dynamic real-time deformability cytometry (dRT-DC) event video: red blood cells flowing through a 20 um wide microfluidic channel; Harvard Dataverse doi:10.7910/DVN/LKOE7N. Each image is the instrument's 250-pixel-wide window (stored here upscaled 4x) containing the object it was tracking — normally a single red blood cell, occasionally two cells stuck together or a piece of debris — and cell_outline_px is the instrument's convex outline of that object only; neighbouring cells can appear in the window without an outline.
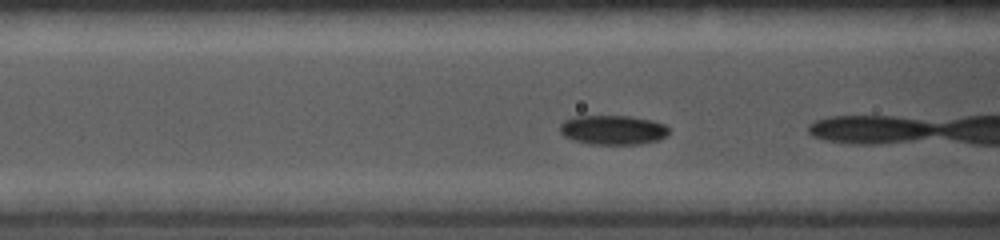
{"species": "common noctule bat (a hibernating species)", "species_latin": "Nyctalus noctula", "temperature_condition": "cold", "stored_images_in_passage": 23, "camera_frame_rate_fps": 5000, "um_per_image_px": 0.085, "animal": {"sex": "female", "body_mass_g": 19.0, "forearm_length_mm": 56.7}, "frame": {"image": 1, "passage_image": 7, "time_ms": 1.2, "image_size_px": [1000, 240], "cell_outline_px": [[668, 132], [660, 140], [640, 144], [588, 144], [572, 140], [564, 136], [560, 132], [560, 124], [564, 120], [576, 116], [628, 116], [652, 120], [664, 124], [668, 128]], "centroid_in_image_um": [52.07, 11.05], "position_along_channel_um": 114.5, "area_um2": 18.73}}